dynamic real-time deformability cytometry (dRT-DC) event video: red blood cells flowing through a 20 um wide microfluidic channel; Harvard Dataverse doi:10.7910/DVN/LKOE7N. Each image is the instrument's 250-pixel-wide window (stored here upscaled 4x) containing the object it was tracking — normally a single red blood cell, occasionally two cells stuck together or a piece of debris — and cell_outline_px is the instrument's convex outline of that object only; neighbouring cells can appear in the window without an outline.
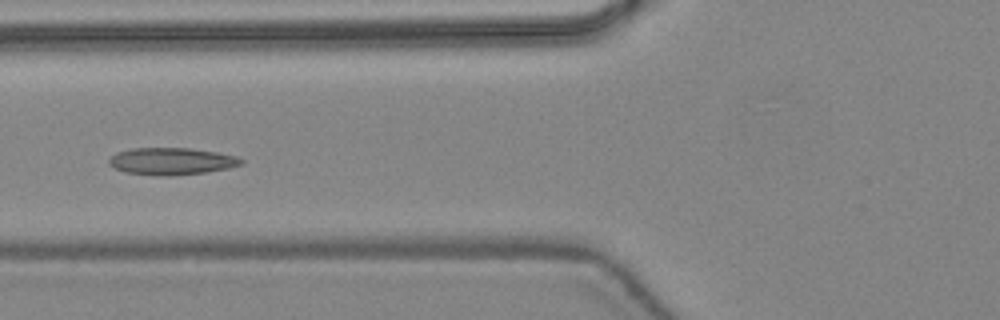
{"species": "common noctule bat (a hibernating species)", "species_latin": "Nyctalus noctula", "temperature_condition": "warm", "stored_images_in_passage": 48, "camera_frame_rate_fps": 3000, "um_per_image_px": 0.085, "animal": {"sex": "female", "body_mass_g": 24.6, "forearm_length_mm": 56.2}, "frame": {"image": 1, "passage_image": 19, "time_ms": 6.0, "image_size_px": [1000, 320], "cell_outline_px": [[244, 164], [228, 168], [208, 172], [172, 176], [160, 176], [124, 172], [108, 164], [108, 160], [116, 152], [132, 148], [188, 148], [216, 152], [236, 156], [244, 160]], "centroid_in_image_um": [14.59, 13.71], "position_along_channel_um": 111.2, "area_um2": 20.98}}
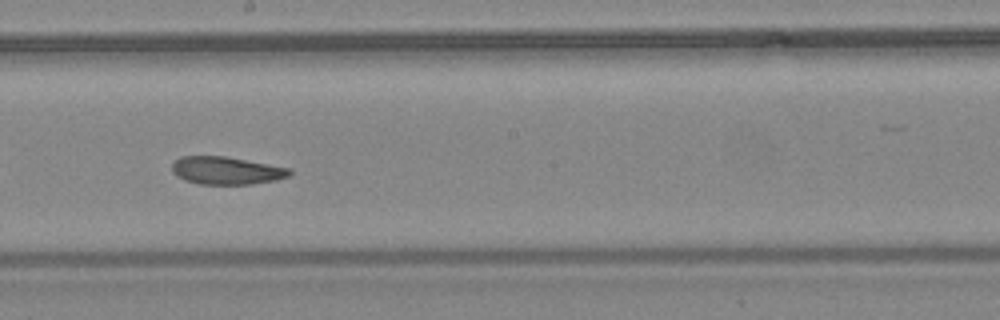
{"frame": {"image": 2, "passage_image": 27, "time_ms": 8.667, "image_size_px": [1000, 320], "cell_outline_px": [[292, 172], [288, 176], [276, 180], [252, 184], [200, 184], [184, 180], [176, 176], [172, 172], [172, 164], [180, 156], [224, 156], [292, 168]], "centroid_in_image_um": [19.24, 14.5], "position_along_channel_um": 229.0, "area_um2": 19.07}}
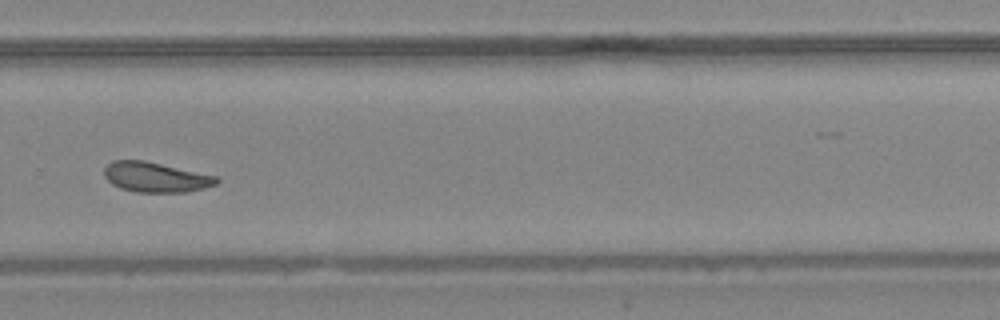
{"frame": {"image": 3, "passage_image": 33, "time_ms": 10.667, "image_size_px": [1000, 320], "cell_outline_px": [[220, 180], [216, 184], [204, 188], [184, 192], [136, 192], [120, 188], [112, 184], [104, 176], [104, 168], [112, 160], [144, 160], [220, 176]], "centroid_in_image_um": [13.26, 15.05], "position_along_channel_um": 316.5, "area_um2": 19.83}, "authors_computed_cell_mechanics": {"area_um2": 20.6924, "velocity_mm_per_s": 4.4092, "shape_relaxation_time_tau1_ms": 9.1584, "shape_relaxation_time_tau2_ms": 3.3227, "deformation_change_tau1": 0.1945, "deformation_change_tau2": 0.0766}}